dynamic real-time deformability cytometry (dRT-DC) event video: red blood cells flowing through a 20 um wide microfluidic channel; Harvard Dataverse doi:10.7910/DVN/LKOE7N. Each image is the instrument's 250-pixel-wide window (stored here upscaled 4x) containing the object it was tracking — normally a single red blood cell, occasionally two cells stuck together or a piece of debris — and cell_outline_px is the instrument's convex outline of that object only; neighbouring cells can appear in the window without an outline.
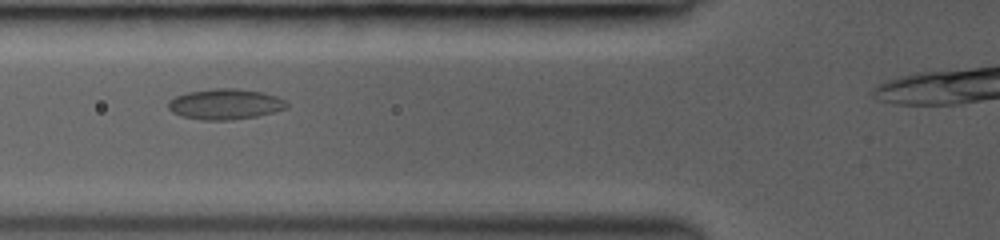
{"species": "common noctule bat (a hibernating species)", "species_latin": "Nyctalus noctula", "temperature_condition": "room temperature", "stored_images_in_passage": 28, "camera_frame_rate_fps": 3000, "um_per_image_px": 0.085, "animal": {"sex": "female", "body_mass_g": 19.0, "forearm_length_mm": 53.3}, "frame": {"image": 1, "passage_image": 6, "time_ms": 3.333, "image_size_px": [1000, 240], "cell_outline_px": [[288, 108], [256, 116], [232, 120], [200, 120], [180, 116], [172, 112], [168, 108], [168, 104], [176, 96], [188, 92], [212, 88], [236, 88], [264, 92], [276, 96], [284, 100], [288, 104]], "centroid_in_image_um": [19.14, 8.85], "position_along_channel_um": 106.7, "area_um2": 21.15}}
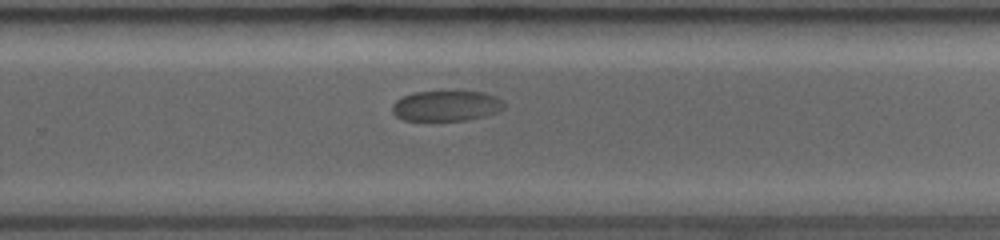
{"frame": {"image": 2, "passage_image": 17, "time_ms": 8.0, "image_size_px": [1000, 240], "cell_outline_px": [[504, 108], [500, 112], [468, 120], [404, 120], [396, 116], [392, 112], [392, 104], [396, 100], [412, 92], [484, 92], [496, 96], [504, 100]], "centroid_in_image_um": [37.96, 9.0], "position_along_channel_um": 291.8, "area_um2": 19.88}}
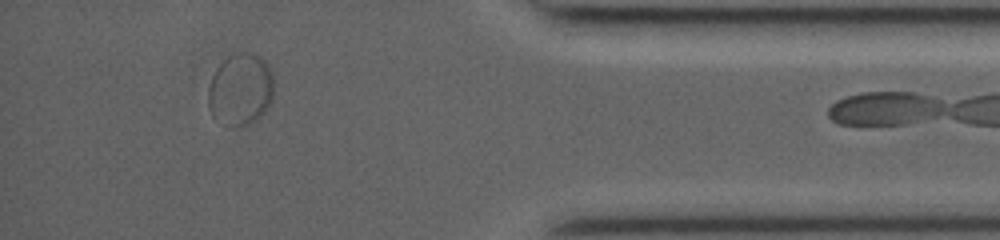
{"frame": {"image": 3, "passage_image": 27, "time_ms": 11.667, "image_size_px": [1000, 240], "cell_outline_px": [[272, 100], [268, 108], [256, 120], [248, 124], [236, 128], [232, 128], [212, 116], [208, 108], [208, 88], [212, 76], [216, 68], [228, 56], [236, 52], [248, 52], [260, 56], [268, 64], [272, 72]], "centroid_in_image_um": [20.43, 7.61], "position_along_channel_um": 414.8, "area_um2": 27.86}}